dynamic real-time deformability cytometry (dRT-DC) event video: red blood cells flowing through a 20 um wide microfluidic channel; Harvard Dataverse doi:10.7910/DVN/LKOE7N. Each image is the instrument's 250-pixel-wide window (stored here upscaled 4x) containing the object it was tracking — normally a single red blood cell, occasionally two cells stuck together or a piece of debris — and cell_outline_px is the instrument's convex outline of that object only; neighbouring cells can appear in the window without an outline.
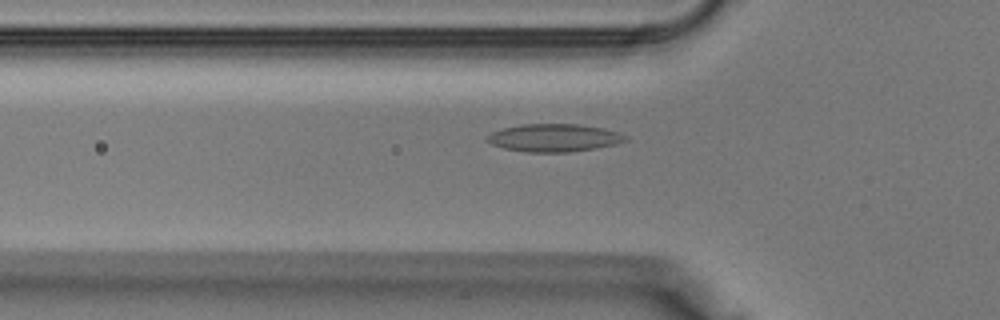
{"species": "Egyptian fruit bat (a non-hibernating species)", "species_latin": "Rousettus aegyptiacus", "temperature_condition": "warm", "stored_images_in_passage": 37, "camera_frame_rate_fps": 3000, "um_per_image_px": 0.085, "animal": {"sex": "male"}, "frame": {"image": 1, "passage_image": 13, "time_ms": 4.0, "image_size_px": [1000, 320], "cell_outline_px": [[628, 140], [616, 144], [596, 148], [568, 152], [528, 152], [504, 148], [492, 144], [484, 140], [484, 136], [492, 132], [504, 128], [520, 124], [580, 124], [604, 128], [628, 136]], "centroid_in_image_um": [47.08, 11.71], "position_along_channel_um": 78.7, "area_um2": 22.48}}
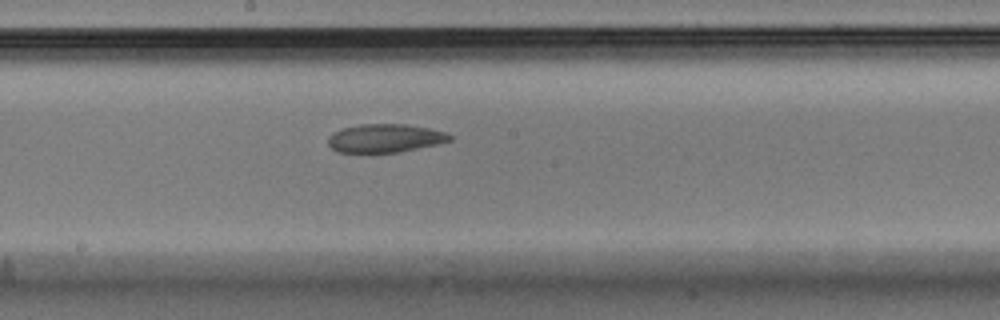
{"frame": {"image": 2, "passage_image": 21, "time_ms": 6.667, "image_size_px": [1000, 320], "cell_outline_px": [[452, 140], [436, 144], [400, 152], [336, 152], [328, 144], [328, 136], [332, 132], [344, 128], [360, 124], [408, 124], [428, 128], [444, 132], [452, 136]], "centroid_in_image_um": [32.7, 11.74], "position_along_channel_um": 215.5, "area_um2": 20.06}}
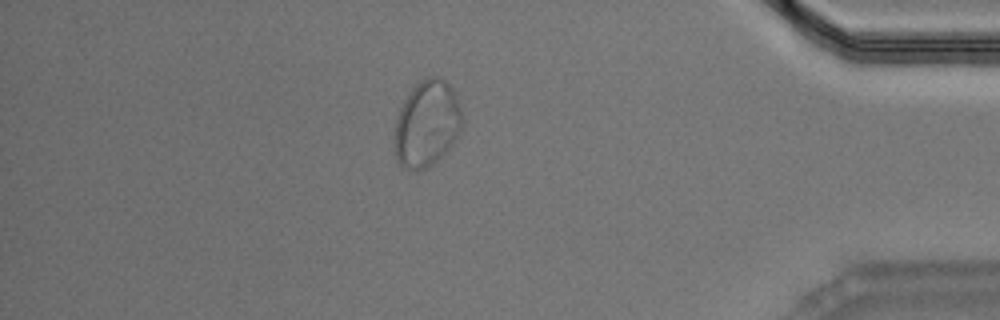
{"frame": {"image": 3, "passage_image": 34, "time_ms": 11.0, "image_size_px": [1000, 320], "cell_outline_px": [[464, 124], [460, 136], [432, 164], [424, 168], [404, 168], [396, 160], [396, 120], [400, 108], [404, 100], [412, 88], [424, 76], [436, 76], [444, 80], [456, 92], [464, 120]], "centroid_in_image_um": [36.34, 10.46], "position_along_channel_um": 398.9, "area_um2": 33.93}}